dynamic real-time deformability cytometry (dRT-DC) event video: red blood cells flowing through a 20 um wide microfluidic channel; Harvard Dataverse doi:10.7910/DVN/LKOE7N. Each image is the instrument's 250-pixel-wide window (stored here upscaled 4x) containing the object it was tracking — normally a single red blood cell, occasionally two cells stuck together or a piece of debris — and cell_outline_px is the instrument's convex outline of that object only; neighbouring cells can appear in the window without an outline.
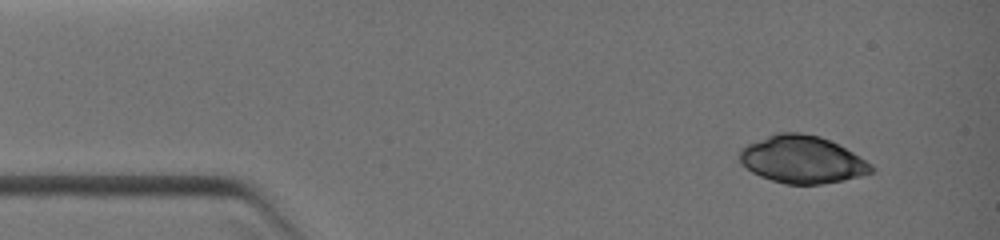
{"species": "common noctule bat (a hibernating species)", "species_latin": "Nyctalus noctula", "temperature_condition": "warm", "stored_images_in_passage": 11, "camera_frame_rate_fps": 3000, "um_per_image_px": 0.085, "animal": {"sex": "female", "body_mass_g": 19.0, "forearm_length_mm": 51.5}, "frame": {"image": 1, "passage_image": 3, "time_ms": 0.667, "image_size_px": [1000, 240], "cell_outline_px": [[876, 168], [872, 172], [860, 176], [820, 184], [784, 184], [760, 176], [752, 172], [740, 164], [736, 156], [740, 148], [748, 144], [776, 132], [800, 132], [820, 136], [852, 152], [872, 164]], "centroid_in_image_um": [68.12, 13.55], "position_along_channel_um": 16.9, "area_um2": 36.41}}